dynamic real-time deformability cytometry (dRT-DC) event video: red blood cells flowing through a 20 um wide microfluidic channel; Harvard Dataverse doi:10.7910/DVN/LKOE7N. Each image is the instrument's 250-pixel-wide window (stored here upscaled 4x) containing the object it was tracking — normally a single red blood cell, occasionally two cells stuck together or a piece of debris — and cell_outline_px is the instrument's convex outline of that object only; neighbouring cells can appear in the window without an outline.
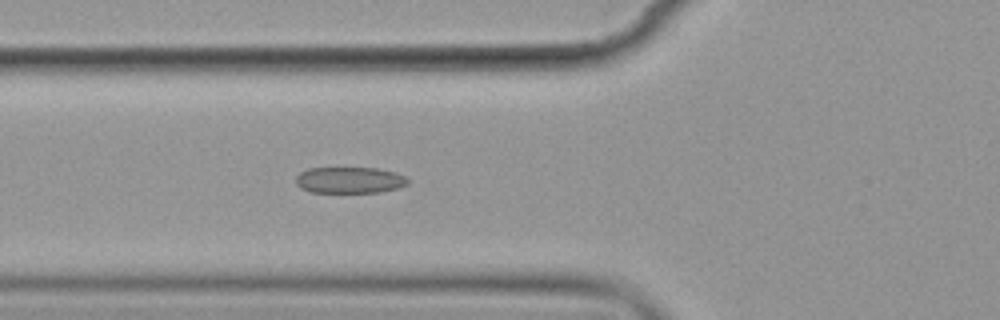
{"species": "common noctule bat (a hibernating species)", "species_latin": "Nyctalus noctula", "temperature_condition": "cold", "stored_images_in_passage": 6, "camera_frame_rate_fps": 3000, "um_per_image_px": 0.085, "animal": {"sex": "female", "body_mass_g": 19.9}, "frame": {"image": 1, "passage_image": 6, "time_ms": 6.333, "image_size_px": [1000, 320], "cell_outline_px": [[408, 184], [400, 188], [380, 192], [312, 192], [300, 188], [296, 184], [296, 176], [300, 172], [308, 168], [376, 168], [396, 172], [404, 176], [408, 180]], "centroid_in_image_um": [29.72, 15.31], "position_along_channel_um": 96.1, "area_um2": 17.22}}